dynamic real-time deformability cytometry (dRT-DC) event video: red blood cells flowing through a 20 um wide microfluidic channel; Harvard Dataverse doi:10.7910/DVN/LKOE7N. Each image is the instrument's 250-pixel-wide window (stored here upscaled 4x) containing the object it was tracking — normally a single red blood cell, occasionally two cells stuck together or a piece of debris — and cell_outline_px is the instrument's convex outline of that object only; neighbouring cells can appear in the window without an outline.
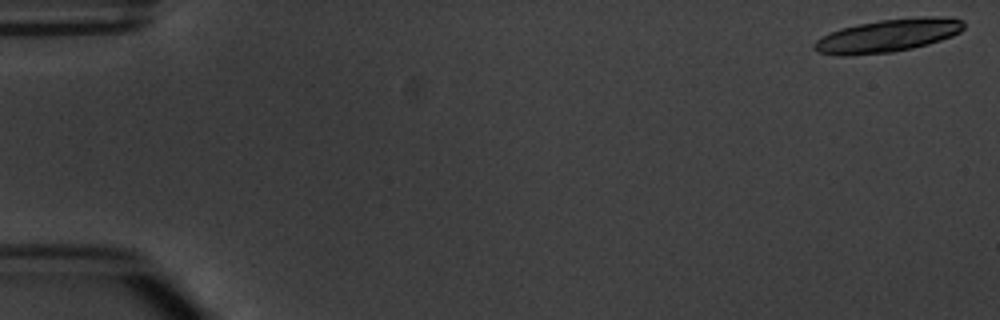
{"species": "common noctule bat (a hibernating species)", "species_latin": "Nyctalus noctula", "temperature_condition": "warm", "stored_images_in_passage": 5, "camera_frame_rate_fps": 3000, "um_per_image_px": 0.085, "animal": {"sex": "male", "body_mass_g": 20.1, "forearm_length_mm": 53.5}, "frame": {"image": 1, "passage_image": 1, "time_ms": 0.0, "image_size_px": [1000, 320], "cell_outline_px": [[964, 28], [960, 32], [952, 36], [928, 44], [912, 48], [892, 52], [844, 56], [840, 56], [816, 52], [812, 48], [812, 44], [820, 36], [840, 28], [856, 24], [880, 20], [928, 16], [932, 16], [964, 20]], "centroid_in_image_um": [75.4, 3.03], "position_along_channel_um": 9.6, "area_um2": 28.84}}